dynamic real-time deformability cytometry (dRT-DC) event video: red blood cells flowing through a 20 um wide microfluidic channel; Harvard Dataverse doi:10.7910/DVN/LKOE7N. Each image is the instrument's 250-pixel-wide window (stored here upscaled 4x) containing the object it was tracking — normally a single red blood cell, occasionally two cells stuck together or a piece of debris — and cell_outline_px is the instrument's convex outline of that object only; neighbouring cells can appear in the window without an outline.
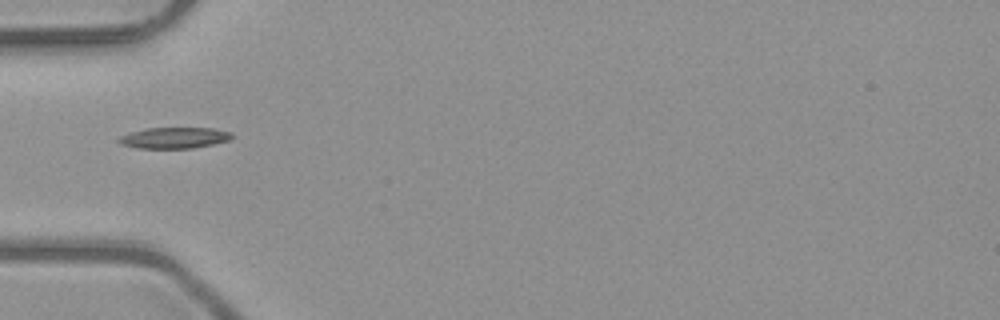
{"species": "common noctule bat (a hibernating species)", "species_latin": "Nyctalus noctula", "temperature_condition": "room temperature", "stored_images_in_passage": 4, "camera_frame_rate_fps": 3000, "um_per_image_px": 0.085, "animal": {"sex": "male", "body_mass_g": 23.1, "forearm_length_mm": 52.7}, "frame": {"image": 1, "passage_image": 4, "time_ms": 1.0, "image_size_px": [1000, 320], "cell_outline_px": [[232, 140], [192, 148], [140, 148], [120, 144], [116, 140], [120, 136], [132, 132], [148, 128], [212, 128], [232, 132]], "centroid_in_image_um": [14.83, 11.71], "position_along_channel_um": 70.2, "area_um2": 13.81}}